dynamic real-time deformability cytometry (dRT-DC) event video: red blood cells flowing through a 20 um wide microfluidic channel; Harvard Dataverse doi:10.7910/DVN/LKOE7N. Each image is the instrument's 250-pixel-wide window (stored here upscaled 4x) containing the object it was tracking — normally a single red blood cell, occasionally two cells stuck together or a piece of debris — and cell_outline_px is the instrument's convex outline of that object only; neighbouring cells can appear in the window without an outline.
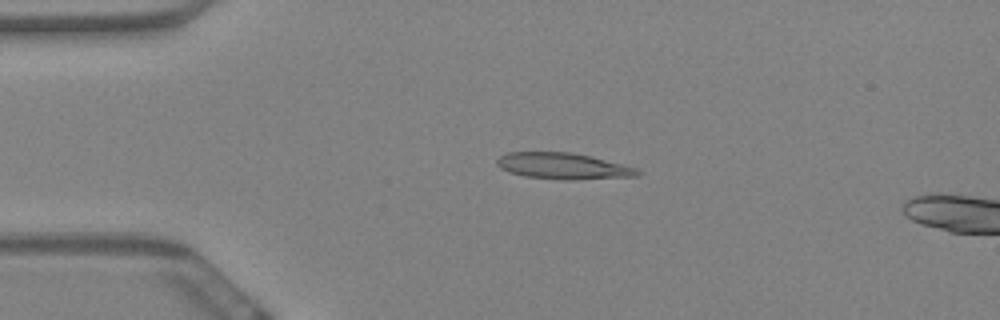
{"species": "Egyptian fruit bat (a non-hibernating species)", "species_latin": "Rousettus aegyptiacus", "temperature_condition": "warm", "stored_images_in_passage": 18, "camera_frame_rate_fps": 3000, "um_per_image_px": 0.085, "animal": {"sex": "female"}, "frame": {"image": 1, "passage_image": 13, "time_ms": 4.0, "image_size_px": [1000, 320], "cell_outline_px": [[644, 172], [636, 176], [568, 180], [564, 180], [524, 176], [508, 172], [500, 168], [496, 164], [496, 160], [500, 156], [508, 152], [572, 152], [592, 156], [636, 168]], "centroid_in_image_um": [47.84, 14.11], "position_along_channel_um": 37.2, "area_um2": 21.56}}